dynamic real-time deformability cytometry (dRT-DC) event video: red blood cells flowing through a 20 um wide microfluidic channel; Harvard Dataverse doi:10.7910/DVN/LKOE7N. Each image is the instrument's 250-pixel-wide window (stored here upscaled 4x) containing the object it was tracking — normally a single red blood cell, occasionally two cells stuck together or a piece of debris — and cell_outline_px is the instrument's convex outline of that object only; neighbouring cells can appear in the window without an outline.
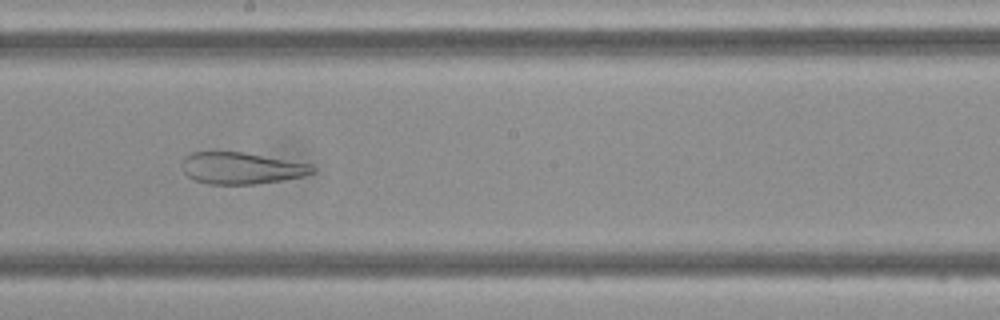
{"species": "Egyptian fruit bat (a non-hibernating species)", "species_latin": "Rousettus aegyptiacus", "temperature_condition": "cold", "stored_images_in_passage": 48, "camera_frame_rate_fps": 3000, "um_per_image_px": 0.085, "frame": {"image": 1, "passage_image": 26, "time_ms": 8.333, "image_size_px": [1000, 320], "cell_outline_px": [[316, 172], [304, 176], [280, 180], [252, 184], [208, 184], [196, 180], [188, 176], [184, 172], [184, 156], [192, 152], [216, 148], [244, 152], [312, 164], [316, 168]], "centroid_in_image_um": [20.5, 14.24], "position_along_channel_um": 227.7, "area_um2": 24.68}}
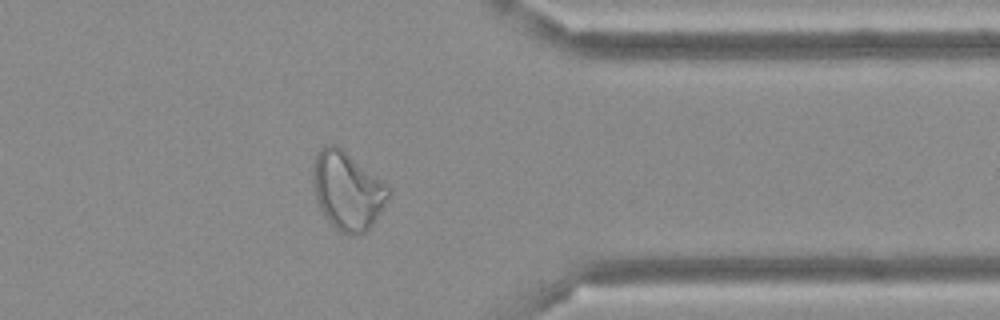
{"frame": {"image": 2, "passage_image": 38, "time_ms": 12.333, "image_size_px": [1000, 320], "cell_outline_px": [[392, 192], [372, 224], [360, 236], [348, 236], [340, 232], [320, 212], [316, 200], [312, 184], [312, 168], [316, 156], [320, 148], [324, 144], [336, 144], [384, 184]], "centroid_in_image_um": [29.47, 16.24], "position_along_channel_um": 381.9, "area_um2": 34.04}}
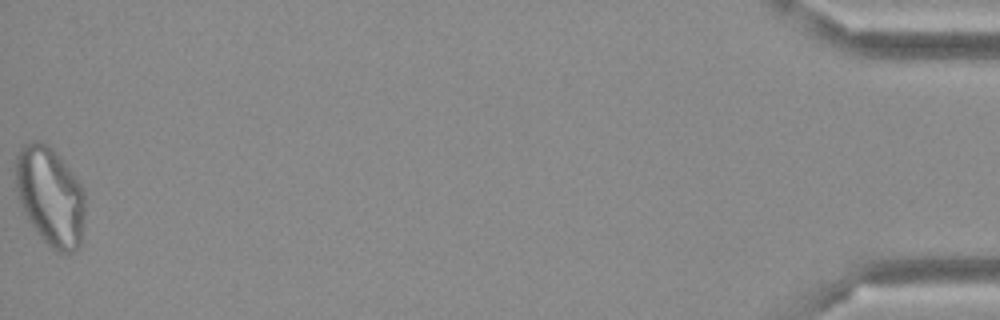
{"frame": {"image": 3, "passage_image": 48, "time_ms": 15.667, "image_size_px": [1000, 320], "cell_outline_px": [[84, 216], [80, 248], [72, 252], [60, 252], [52, 248], [40, 236], [28, 220], [20, 204], [16, 192], [16, 156], [20, 148], [24, 144], [32, 140], [40, 140], [48, 144], [68, 168], [80, 184], [84, 192]], "centroid_in_image_um": [4.25, 16.68], "position_along_channel_um": 430.9, "area_um2": 39.82}}